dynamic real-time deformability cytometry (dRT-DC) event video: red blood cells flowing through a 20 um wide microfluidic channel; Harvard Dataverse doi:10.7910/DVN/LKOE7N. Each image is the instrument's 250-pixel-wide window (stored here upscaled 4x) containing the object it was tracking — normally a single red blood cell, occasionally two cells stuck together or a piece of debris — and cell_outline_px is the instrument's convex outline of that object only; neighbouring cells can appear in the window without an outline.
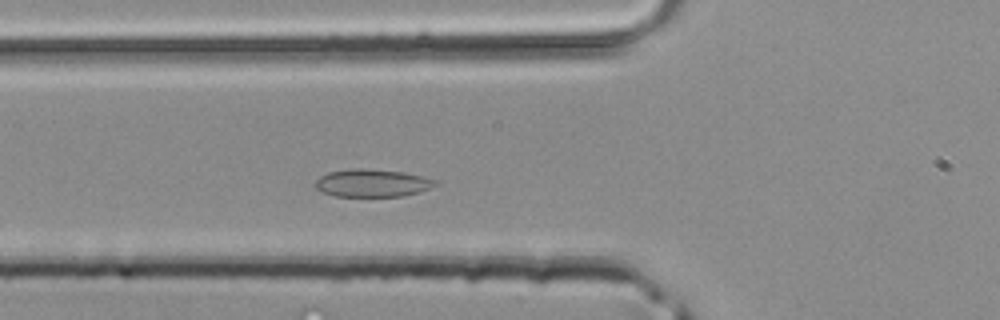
{"species": "common noctule bat (a hibernating species)", "species_latin": "Nyctalus noctula", "temperature_condition": "room temperature", "stored_images_in_passage": 37, "camera_frame_rate_fps": 3000, "um_per_image_px": 0.085, "animal": {"sex": "male", "body_mass_g": 20.4}, "frame": {"image": 1, "passage_image": 9, "time_ms": 2.667, "image_size_px": [1000, 320], "cell_outline_px": [[436, 184], [420, 192], [404, 196], [336, 196], [320, 192], [312, 184], [320, 176], [328, 172], [352, 168], [364, 168], [404, 172], [424, 176], [436, 180]], "centroid_in_image_um": [31.59, 15.55], "position_along_channel_um": 94.2, "area_um2": 19.54}}
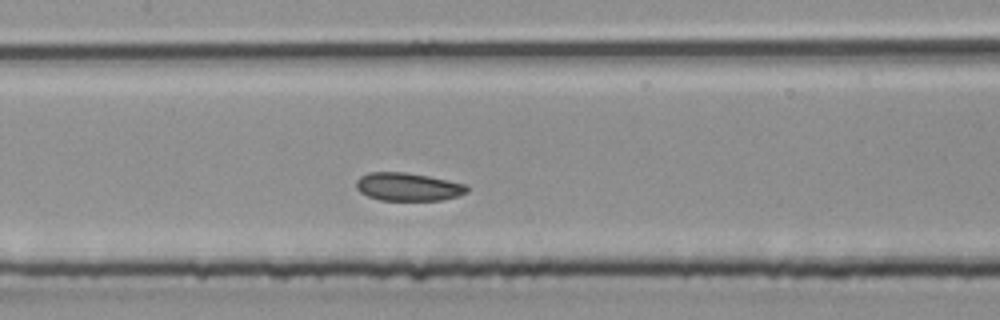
{"frame": {"image": 2, "passage_image": 14, "time_ms": 4.333, "image_size_px": [1000, 320], "cell_outline_px": [[468, 192], [460, 196], [440, 200], [380, 200], [368, 196], [360, 192], [356, 188], [356, 180], [360, 176], [368, 172], [404, 172], [428, 176], [468, 184]], "centroid_in_image_um": [34.7, 15.88], "position_along_channel_um": 172.7, "area_um2": 18.26}}
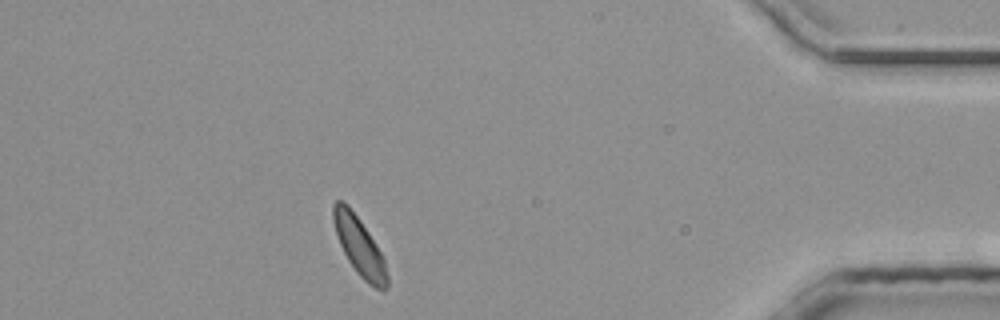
{"frame": {"image": 3, "passage_image": 32, "time_ms": 10.333, "image_size_px": [1000, 320], "cell_outline_px": [[388, 288], [384, 292], [380, 292], [368, 284], [356, 272], [348, 260], [340, 244], [332, 220], [332, 204], [336, 200], [344, 200], [348, 204], [368, 232], [376, 244], [384, 260], [388, 276]], "centroid_in_image_um": [30.55, 20.96], "position_along_channel_um": 404.7, "area_um2": 18.44}}